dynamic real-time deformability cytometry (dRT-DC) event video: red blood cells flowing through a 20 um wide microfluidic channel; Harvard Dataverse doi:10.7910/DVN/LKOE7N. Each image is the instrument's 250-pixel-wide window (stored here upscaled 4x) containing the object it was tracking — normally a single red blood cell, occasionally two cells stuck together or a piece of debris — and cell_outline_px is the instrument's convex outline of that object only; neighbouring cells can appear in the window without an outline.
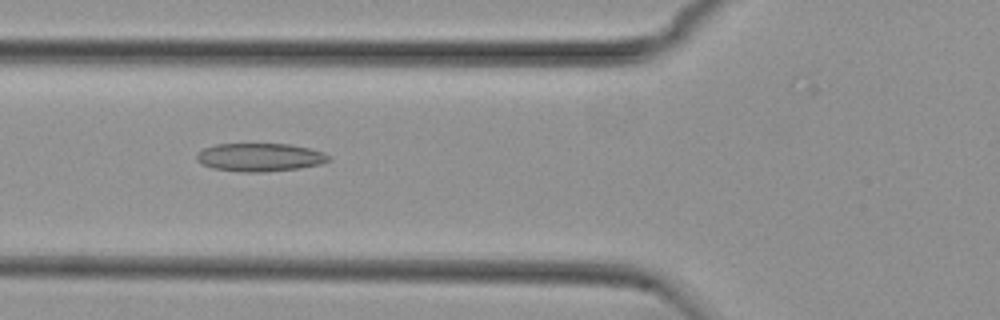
{"species": "common noctule bat (a hibernating species)", "species_latin": "Nyctalus noctula", "temperature_condition": "cold", "stored_images_in_passage": 44, "camera_frame_rate_fps": 3000, "um_per_image_px": 0.085, "animal": {"sex": "female", "body_mass_g": 29.2, "forearm_length_mm": 56.3}, "frame": {"image": 1, "passage_image": 20, "time_ms": 6.333, "image_size_px": [1000, 320], "cell_outline_px": [[332, 160], [320, 164], [300, 168], [264, 172], [244, 172], [212, 168], [200, 164], [196, 160], [196, 152], [204, 148], [216, 144], [292, 144], [312, 148], [324, 152], [332, 156]], "centroid_in_image_um": [22.12, 13.36], "position_along_channel_um": 103.7, "area_um2": 22.08}}
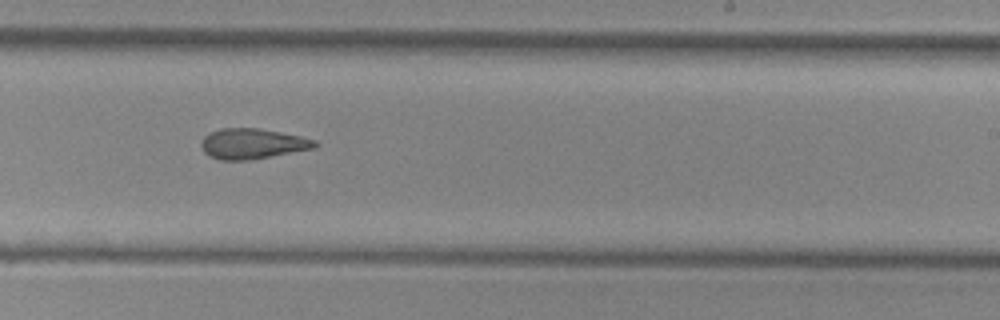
{"frame": {"image": 2, "passage_image": 33, "time_ms": 10.667, "image_size_px": [1000, 320], "cell_outline_px": [[320, 144], [316, 148], [248, 160], [220, 160], [208, 156], [204, 152], [200, 144], [204, 136], [208, 132], [220, 128], [260, 128], [300, 136], [316, 140]], "centroid_in_image_um": [21.44, 12.21], "position_along_channel_um": 267.6, "area_um2": 20.29}}
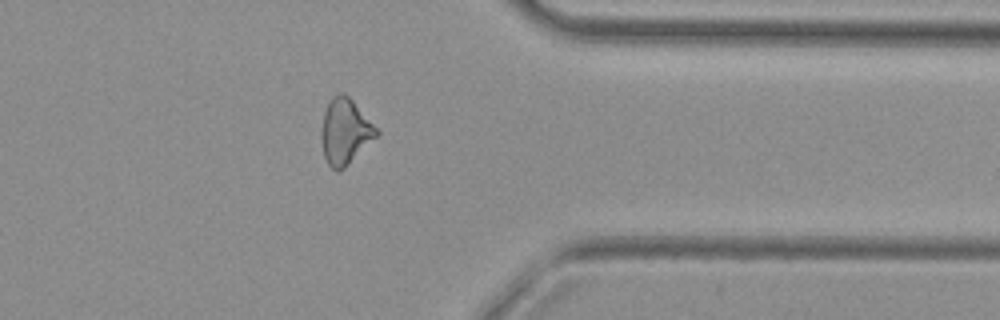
{"frame": {"image": 3, "passage_image": 43, "time_ms": 14.0, "image_size_px": [1000, 320], "cell_outline_px": [[380, 132], [340, 172], [336, 172], [328, 164], [324, 156], [320, 136], [320, 128], [324, 112], [328, 100], [332, 96], [340, 92], [344, 92], [352, 100]], "centroid_in_image_um": [29.28, 11.17], "position_along_channel_um": 382.1, "area_um2": 20.98}}